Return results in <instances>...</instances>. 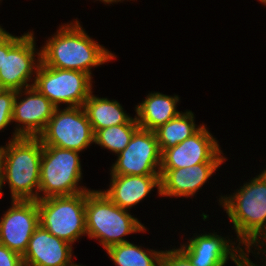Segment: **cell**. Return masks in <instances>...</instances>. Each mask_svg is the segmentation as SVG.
<instances>
[{
    "label": "cell",
    "instance_id": "1",
    "mask_svg": "<svg viewBox=\"0 0 266 266\" xmlns=\"http://www.w3.org/2000/svg\"><path fill=\"white\" fill-rule=\"evenodd\" d=\"M42 47L41 62L52 68L78 70L91 76V67L102 65L115 55L91 39L78 21L61 26Z\"/></svg>",
    "mask_w": 266,
    "mask_h": 266
},
{
    "label": "cell",
    "instance_id": "2",
    "mask_svg": "<svg viewBox=\"0 0 266 266\" xmlns=\"http://www.w3.org/2000/svg\"><path fill=\"white\" fill-rule=\"evenodd\" d=\"M233 196L222 197L220 203L234 225L240 243L250 247L266 235V170L246 183Z\"/></svg>",
    "mask_w": 266,
    "mask_h": 266
},
{
    "label": "cell",
    "instance_id": "3",
    "mask_svg": "<svg viewBox=\"0 0 266 266\" xmlns=\"http://www.w3.org/2000/svg\"><path fill=\"white\" fill-rule=\"evenodd\" d=\"M3 183L9 182L12 200H39L42 143L38 137H18L1 147ZM34 189H37L34 191Z\"/></svg>",
    "mask_w": 266,
    "mask_h": 266
},
{
    "label": "cell",
    "instance_id": "4",
    "mask_svg": "<svg viewBox=\"0 0 266 266\" xmlns=\"http://www.w3.org/2000/svg\"><path fill=\"white\" fill-rule=\"evenodd\" d=\"M128 210L113 203L102 191H87L85 205L86 231L91 239L100 240L104 249L125 242L122 238L146 228Z\"/></svg>",
    "mask_w": 266,
    "mask_h": 266
},
{
    "label": "cell",
    "instance_id": "5",
    "mask_svg": "<svg viewBox=\"0 0 266 266\" xmlns=\"http://www.w3.org/2000/svg\"><path fill=\"white\" fill-rule=\"evenodd\" d=\"M79 152L56 146H42L39 192L44 199L52 196H71L88 189L78 187L81 180Z\"/></svg>",
    "mask_w": 266,
    "mask_h": 266
},
{
    "label": "cell",
    "instance_id": "6",
    "mask_svg": "<svg viewBox=\"0 0 266 266\" xmlns=\"http://www.w3.org/2000/svg\"><path fill=\"white\" fill-rule=\"evenodd\" d=\"M85 205L86 192L39 199V225L72 245L79 236L87 234Z\"/></svg>",
    "mask_w": 266,
    "mask_h": 266
},
{
    "label": "cell",
    "instance_id": "7",
    "mask_svg": "<svg viewBox=\"0 0 266 266\" xmlns=\"http://www.w3.org/2000/svg\"><path fill=\"white\" fill-rule=\"evenodd\" d=\"M33 86L56 107L83 106L92 92L91 76L78 70L52 68L39 63Z\"/></svg>",
    "mask_w": 266,
    "mask_h": 266
},
{
    "label": "cell",
    "instance_id": "8",
    "mask_svg": "<svg viewBox=\"0 0 266 266\" xmlns=\"http://www.w3.org/2000/svg\"><path fill=\"white\" fill-rule=\"evenodd\" d=\"M38 138L42 146L80 152L94 142V132L83 106H67L64 110L56 107Z\"/></svg>",
    "mask_w": 266,
    "mask_h": 266
},
{
    "label": "cell",
    "instance_id": "9",
    "mask_svg": "<svg viewBox=\"0 0 266 266\" xmlns=\"http://www.w3.org/2000/svg\"><path fill=\"white\" fill-rule=\"evenodd\" d=\"M33 33L21 37L9 35L3 41V64L0 68V89L24 90L33 84L27 82L41 62V51L38 53V64L35 61V44ZM24 88V89H23Z\"/></svg>",
    "mask_w": 266,
    "mask_h": 266
},
{
    "label": "cell",
    "instance_id": "10",
    "mask_svg": "<svg viewBox=\"0 0 266 266\" xmlns=\"http://www.w3.org/2000/svg\"><path fill=\"white\" fill-rule=\"evenodd\" d=\"M161 154L155 132L139 127L117 155L111 175H160Z\"/></svg>",
    "mask_w": 266,
    "mask_h": 266
},
{
    "label": "cell",
    "instance_id": "11",
    "mask_svg": "<svg viewBox=\"0 0 266 266\" xmlns=\"http://www.w3.org/2000/svg\"><path fill=\"white\" fill-rule=\"evenodd\" d=\"M221 150L215 138L201 125L200 129L180 144L161 154L160 169H179L201 163H223Z\"/></svg>",
    "mask_w": 266,
    "mask_h": 266
},
{
    "label": "cell",
    "instance_id": "12",
    "mask_svg": "<svg viewBox=\"0 0 266 266\" xmlns=\"http://www.w3.org/2000/svg\"><path fill=\"white\" fill-rule=\"evenodd\" d=\"M38 226L37 201L12 200V207L0 220V244L22 256Z\"/></svg>",
    "mask_w": 266,
    "mask_h": 266
},
{
    "label": "cell",
    "instance_id": "13",
    "mask_svg": "<svg viewBox=\"0 0 266 266\" xmlns=\"http://www.w3.org/2000/svg\"><path fill=\"white\" fill-rule=\"evenodd\" d=\"M25 90V95H27L22 100L19 95L21 96L20 93L23 91H17L13 104L12 121L23 124L21 127L20 124L18 128L16 127L13 139L18 137H38L45 129L56 109V106L34 86Z\"/></svg>",
    "mask_w": 266,
    "mask_h": 266
},
{
    "label": "cell",
    "instance_id": "14",
    "mask_svg": "<svg viewBox=\"0 0 266 266\" xmlns=\"http://www.w3.org/2000/svg\"><path fill=\"white\" fill-rule=\"evenodd\" d=\"M72 245L40 225L32 234L22 255L27 266H72Z\"/></svg>",
    "mask_w": 266,
    "mask_h": 266
},
{
    "label": "cell",
    "instance_id": "15",
    "mask_svg": "<svg viewBox=\"0 0 266 266\" xmlns=\"http://www.w3.org/2000/svg\"><path fill=\"white\" fill-rule=\"evenodd\" d=\"M229 242L215 233L201 234L191 238L189 244L182 245L180 249L189 257L193 266H225L229 256L236 264L245 254L238 245V251L233 245L231 249Z\"/></svg>",
    "mask_w": 266,
    "mask_h": 266
},
{
    "label": "cell",
    "instance_id": "16",
    "mask_svg": "<svg viewBox=\"0 0 266 266\" xmlns=\"http://www.w3.org/2000/svg\"><path fill=\"white\" fill-rule=\"evenodd\" d=\"M222 163H201L179 169H160V195L193 196Z\"/></svg>",
    "mask_w": 266,
    "mask_h": 266
},
{
    "label": "cell",
    "instance_id": "17",
    "mask_svg": "<svg viewBox=\"0 0 266 266\" xmlns=\"http://www.w3.org/2000/svg\"><path fill=\"white\" fill-rule=\"evenodd\" d=\"M111 176L110 188L102 192L122 209L138 204L156 186L160 196V175Z\"/></svg>",
    "mask_w": 266,
    "mask_h": 266
},
{
    "label": "cell",
    "instance_id": "18",
    "mask_svg": "<svg viewBox=\"0 0 266 266\" xmlns=\"http://www.w3.org/2000/svg\"><path fill=\"white\" fill-rule=\"evenodd\" d=\"M178 96H168L159 92L150 93L146 99L137 105L135 116L140 128L155 131L180 112L176 110Z\"/></svg>",
    "mask_w": 266,
    "mask_h": 266
},
{
    "label": "cell",
    "instance_id": "19",
    "mask_svg": "<svg viewBox=\"0 0 266 266\" xmlns=\"http://www.w3.org/2000/svg\"><path fill=\"white\" fill-rule=\"evenodd\" d=\"M83 108L88 116L94 134L103 128L126 124L132 117H129L120 103L116 100L99 98L90 93Z\"/></svg>",
    "mask_w": 266,
    "mask_h": 266
},
{
    "label": "cell",
    "instance_id": "20",
    "mask_svg": "<svg viewBox=\"0 0 266 266\" xmlns=\"http://www.w3.org/2000/svg\"><path fill=\"white\" fill-rule=\"evenodd\" d=\"M193 118L194 114L191 111L181 112L154 131L161 153L180 144L200 129L199 126L196 127Z\"/></svg>",
    "mask_w": 266,
    "mask_h": 266
},
{
    "label": "cell",
    "instance_id": "21",
    "mask_svg": "<svg viewBox=\"0 0 266 266\" xmlns=\"http://www.w3.org/2000/svg\"><path fill=\"white\" fill-rule=\"evenodd\" d=\"M117 266H160L163 251H146L130 242L115 244L106 249Z\"/></svg>",
    "mask_w": 266,
    "mask_h": 266
},
{
    "label": "cell",
    "instance_id": "22",
    "mask_svg": "<svg viewBox=\"0 0 266 266\" xmlns=\"http://www.w3.org/2000/svg\"><path fill=\"white\" fill-rule=\"evenodd\" d=\"M139 128L136 118H131L126 124L110 126L98 130L94 134V143L119 154L129 144L134 132Z\"/></svg>",
    "mask_w": 266,
    "mask_h": 266
},
{
    "label": "cell",
    "instance_id": "23",
    "mask_svg": "<svg viewBox=\"0 0 266 266\" xmlns=\"http://www.w3.org/2000/svg\"><path fill=\"white\" fill-rule=\"evenodd\" d=\"M17 91L0 89V130L6 128L12 121L13 104Z\"/></svg>",
    "mask_w": 266,
    "mask_h": 266
},
{
    "label": "cell",
    "instance_id": "24",
    "mask_svg": "<svg viewBox=\"0 0 266 266\" xmlns=\"http://www.w3.org/2000/svg\"><path fill=\"white\" fill-rule=\"evenodd\" d=\"M160 266H193L189 257L179 248L163 251Z\"/></svg>",
    "mask_w": 266,
    "mask_h": 266
},
{
    "label": "cell",
    "instance_id": "25",
    "mask_svg": "<svg viewBox=\"0 0 266 266\" xmlns=\"http://www.w3.org/2000/svg\"><path fill=\"white\" fill-rule=\"evenodd\" d=\"M22 256L0 244V266H22Z\"/></svg>",
    "mask_w": 266,
    "mask_h": 266
},
{
    "label": "cell",
    "instance_id": "26",
    "mask_svg": "<svg viewBox=\"0 0 266 266\" xmlns=\"http://www.w3.org/2000/svg\"><path fill=\"white\" fill-rule=\"evenodd\" d=\"M3 184V155L0 147V195H2L1 189Z\"/></svg>",
    "mask_w": 266,
    "mask_h": 266
},
{
    "label": "cell",
    "instance_id": "27",
    "mask_svg": "<svg viewBox=\"0 0 266 266\" xmlns=\"http://www.w3.org/2000/svg\"><path fill=\"white\" fill-rule=\"evenodd\" d=\"M242 266H257L247 257L246 253L242 257Z\"/></svg>",
    "mask_w": 266,
    "mask_h": 266
},
{
    "label": "cell",
    "instance_id": "28",
    "mask_svg": "<svg viewBox=\"0 0 266 266\" xmlns=\"http://www.w3.org/2000/svg\"><path fill=\"white\" fill-rule=\"evenodd\" d=\"M10 34L2 29L0 26V44L9 36Z\"/></svg>",
    "mask_w": 266,
    "mask_h": 266
},
{
    "label": "cell",
    "instance_id": "29",
    "mask_svg": "<svg viewBox=\"0 0 266 266\" xmlns=\"http://www.w3.org/2000/svg\"><path fill=\"white\" fill-rule=\"evenodd\" d=\"M261 239H263V241L264 240H266V235L265 236H262L259 240H257L253 245L254 246H256L257 247V245L258 244H260V246H258L259 248L261 247V245H265L266 246V244H264V242L263 241H261ZM261 241V242H260ZM265 243H266V241H265ZM256 244V245H255ZM264 252H263V254H265L266 253V251L265 250H263ZM265 263H266V261H265Z\"/></svg>",
    "mask_w": 266,
    "mask_h": 266
},
{
    "label": "cell",
    "instance_id": "30",
    "mask_svg": "<svg viewBox=\"0 0 266 266\" xmlns=\"http://www.w3.org/2000/svg\"><path fill=\"white\" fill-rule=\"evenodd\" d=\"M3 64V42L0 44V68Z\"/></svg>",
    "mask_w": 266,
    "mask_h": 266
},
{
    "label": "cell",
    "instance_id": "31",
    "mask_svg": "<svg viewBox=\"0 0 266 266\" xmlns=\"http://www.w3.org/2000/svg\"><path fill=\"white\" fill-rule=\"evenodd\" d=\"M100 1H102V2H105V3H111V2H119V1H121V0H100Z\"/></svg>",
    "mask_w": 266,
    "mask_h": 266
},
{
    "label": "cell",
    "instance_id": "32",
    "mask_svg": "<svg viewBox=\"0 0 266 266\" xmlns=\"http://www.w3.org/2000/svg\"><path fill=\"white\" fill-rule=\"evenodd\" d=\"M237 266H242V258L236 263Z\"/></svg>",
    "mask_w": 266,
    "mask_h": 266
},
{
    "label": "cell",
    "instance_id": "33",
    "mask_svg": "<svg viewBox=\"0 0 266 266\" xmlns=\"http://www.w3.org/2000/svg\"><path fill=\"white\" fill-rule=\"evenodd\" d=\"M259 1H261L262 3L266 5V0H259Z\"/></svg>",
    "mask_w": 266,
    "mask_h": 266
}]
</instances>
